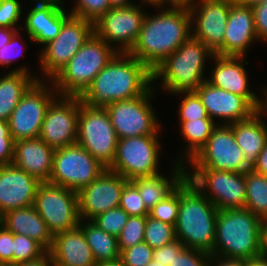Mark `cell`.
Masks as SVG:
<instances>
[{
    "mask_svg": "<svg viewBox=\"0 0 267 266\" xmlns=\"http://www.w3.org/2000/svg\"><path fill=\"white\" fill-rule=\"evenodd\" d=\"M161 9L155 15H145L137 41L129 52L151 72L192 35L188 6Z\"/></svg>",
    "mask_w": 267,
    "mask_h": 266,
    "instance_id": "6da1fadb",
    "label": "cell"
},
{
    "mask_svg": "<svg viewBox=\"0 0 267 266\" xmlns=\"http://www.w3.org/2000/svg\"><path fill=\"white\" fill-rule=\"evenodd\" d=\"M150 85L152 72L142 62L129 53H117L80 98L88 107L105 108L142 95Z\"/></svg>",
    "mask_w": 267,
    "mask_h": 266,
    "instance_id": "7a4b0ae2",
    "label": "cell"
},
{
    "mask_svg": "<svg viewBox=\"0 0 267 266\" xmlns=\"http://www.w3.org/2000/svg\"><path fill=\"white\" fill-rule=\"evenodd\" d=\"M218 209L187 178L179 185L176 239L185 247L213 254Z\"/></svg>",
    "mask_w": 267,
    "mask_h": 266,
    "instance_id": "3957f363",
    "label": "cell"
},
{
    "mask_svg": "<svg viewBox=\"0 0 267 266\" xmlns=\"http://www.w3.org/2000/svg\"><path fill=\"white\" fill-rule=\"evenodd\" d=\"M261 221L246 208L218 210L211 256L241 260L260 256Z\"/></svg>",
    "mask_w": 267,
    "mask_h": 266,
    "instance_id": "277c9868",
    "label": "cell"
},
{
    "mask_svg": "<svg viewBox=\"0 0 267 266\" xmlns=\"http://www.w3.org/2000/svg\"><path fill=\"white\" fill-rule=\"evenodd\" d=\"M214 53L192 35L152 71V81L162 80L161 88L170 93L195 92L205 78V61ZM208 58V60H207Z\"/></svg>",
    "mask_w": 267,
    "mask_h": 266,
    "instance_id": "5b68a950",
    "label": "cell"
},
{
    "mask_svg": "<svg viewBox=\"0 0 267 266\" xmlns=\"http://www.w3.org/2000/svg\"><path fill=\"white\" fill-rule=\"evenodd\" d=\"M118 52L94 33L50 81L62 96H81Z\"/></svg>",
    "mask_w": 267,
    "mask_h": 266,
    "instance_id": "8992f818",
    "label": "cell"
},
{
    "mask_svg": "<svg viewBox=\"0 0 267 266\" xmlns=\"http://www.w3.org/2000/svg\"><path fill=\"white\" fill-rule=\"evenodd\" d=\"M118 137L105 108L88 107L81 103L77 142L107 169L115 157Z\"/></svg>",
    "mask_w": 267,
    "mask_h": 266,
    "instance_id": "52a82bcc",
    "label": "cell"
},
{
    "mask_svg": "<svg viewBox=\"0 0 267 266\" xmlns=\"http://www.w3.org/2000/svg\"><path fill=\"white\" fill-rule=\"evenodd\" d=\"M158 136L118 139L114 161L108 170L120 174L127 180L159 174L162 149Z\"/></svg>",
    "mask_w": 267,
    "mask_h": 266,
    "instance_id": "ba28073f",
    "label": "cell"
},
{
    "mask_svg": "<svg viewBox=\"0 0 267 266\" xmlns=\"http://www.w3.org/2000/svg\"><path fill=\"white\" fill-rule=\"evenodd\" d=\"M155 90L151 85L138 97L115 101L105 107L118 139L159 135L162 127L151 104Z\"/></svg>",
    "mask_w": 267,
    "mask_h": 266,
    "instance_id": "9c48e42d",
    "label": "cell"
},
{
    "mask_svg": "<svg viewBox=\"0 0 267 266\" xmlns=\"http://www.w3.org/2000/svg\"><path fill=\"white\" fill-rule=\"evenodd\" d=\"M186 178L218 210L245 208V173L217 171L213 169H192L189 171L187 166Z\"/></svg>",
    "mask_w": 267,
    "mask_h": 266,
    "instance_id": "30bf717a",
    "label": "cell"
},
{
    "mask_svg": "<svg viewBox=\"0 0 267 266\" xmlns=\"http://www.w3.org/2000/svg\"><path fill=\"white\" fill-rule=\"evenodd\" d=\"M107 168L78 144L57 148L48 183L79 192Z\"/></svg>",
    "mask_w": 267,
    "mask_h": 266,
    "instance_id": "8fae6325",
    "label": "cell"
},
{
    "mask_svg": "<svg viewBox=\"0 0 267 266\" xmlns=\"http://www.w3.org/2000/svg\"><path fill=\"white\" fill-rule=\"evenodd\" d=\"M33 206L52 236L79 226L78 193L73 190L43 182L38 187Z\"/></svg>",
    "mask_w": 267,
    "mask_h": 266,
    "instance_id": "7c38bea8",
    "label": "cell"
},
{
    "mask_svg": "<svg viewBox=\"0 0 267 266\" xmlns=\"http://www.w3.org/2000/svg\"><path fill=\"white\" fill-rule=\"evenodd\" d=\"M93 33L91 21L71 14L64 21L59 35L45 44L40 51L38 57L43 77L50 81Z\"/></svg>",
    "mask_w": 267,
    "mask_h": 266,
    "instance_id": "4fadbf2b",
    "label": "cell"
},
{
    "mask_svg": "<svg viewBox=\"0 0 267 266\" xmlns=\"http://www.w3.org/2000/svg\"><path fill=\"white\" fill-rule=\"evenodd\" d=\"M47 82L50 83V86L44 80L36 81L22 96L11 113L8 124L14 141L40 136L47 108L59 96L53 83Z\"/></svg>",
    "mask_w": 267,
    "mask_h": 266,
    "instance_id": "5bb4252c",
    "label": "cell"
},
{
    "mask_svg": "<svg viewBox=\"0 0 267 266\" xmlns=\"http://www.w3.org/2000/svg\"><path fill=\"white\" fill-rule=\"evenodd\" d=\"M187 164L192 167L190 170L213 169L236 173H245L251 168L244 160L232 127L224 124L214 128L206 145Z\"/></svg>",
    "mask_w": 267,
    "mask_h": 266,
    "instance_id": "9a60e30c",
    "label": "cell"
},
{
    "mask_svg": "<svg viewBox=\"0 0 267 266\" xmlns=\"http://www.w3.org/2000/svg\"><path fill=\"white\" fill-rule=\"evenodd\" d=\"M141 8V4L110 8L93 23L94 34L118 53H129L137 41L146 15Z\"/></svg>",
    "mask_w": 267,
    "mask_h": 266,
    "instance_id": "2e32d148",
    "label": "cell"
},
{
    "mask_svg": "<svg viewBox=\"0 0 267 266\" xmlns=\"http://www.w3.org/2000/svg\"><path fill=\"white\" fill-rule=\"evenodd\" d=\"M81 103L80 96H57L47 108L39 138L54 149L75 145Z\"/></svg>",
    "mask_w": 267,
    "mask_h": 266,
    "instance_id": "e0dca14e",
    "label": "cell"
},
{
    "mask_svg": "<svg viewBox=\"0 0 267 266\" xmlns=\"http://www.w3.org/2000/svg\"><path fill=\"white\" fill-rule=\"evenodd\" d=\"M233 0H198L188 5L192 36L223 56L225 28ZM195 18V19H194Z\"/></svg>",
    "mask_w": 267,
    "mask_h": 266,
    "instance_id": "ac0fdd59",
    "label": "cell"
},
{
    "mask_svg": "<svg viewBox=\"0 0 267 266\" xmlns=\"http://www.w3.org/2000/svg\"><path fill=\"white\" fill-rule=\"evenodd\" d=\"M126 178L106 169L98 178L78 192L80 219L92 220L97 215L119 207Z\"/></svg>",
    "mask_w": 267,
    "mask_h": 266,
    "instance_id": "d6986e66",
    "label": "cell"
},
{
    "mask_svg": "<svg viewBox=\"0 0 267 266\" xmlns=\"http://www.w3.org/2000/svg\"><path fill=\"white\" fill-rule=\"evenodd\" d=\"M195 93L201 99L211 119L218 118L220 121L222 119V123L218 124L229 125L244 121L257 112L244 97L212 86L207 81H204Z\"/></svg>",
    "mask_w": 267,
    "mask_h": 266,
    "instance_id": "ffe728a7",
    "label": "cell"
},
{
    "mask_svg": "<svg viewBox=\"0 0 267 266\" xmlns=\"http://www.w3.org/2000/svg\"><path fill=\"white\" fill-rule=\"evenodd\" d=\"M40 184L13 164L0 165V216L13 209L33 206Z\"/></svg>",
    "mask_w": 267,
    "mask_h": 266,
    "instance_id": "44dd1931",
    "label": "cell"
},
{
    "mask_svg": "<svg viewBox=\"0 0 267 266\" xmlns=\"http://www.w3.org/2000/svg\"><path fill=\"white\" fill-rule=\"evenodd\" d=\"M245 56H222L214 54L212 57L214 68L211 77L206 79L212 86L244 97L257 111L261 108V99L249 89V78L246 68Z\"/></svg>",
    "mask_w": 267,
    "mask_h": 266,
    "instance_id": "7402d4cb",
    "label": "cell"
},
{
    "mask_svg": "<svg viewBox=\"0 0 267 266\" xmlns=\"http://www.w3.org/2000/svg\"><path fill=\"white\" fill-rule=\"evenodd\" d=\"M251 7L231 3L223 41V56H246L257 41Z\"/></svg>",
    "mask_w": 267,
    "mask_h": 266,
    "instance_id": "603a6c76",
    "label": "cell"
},
{
    "mask_svg": "<svg viewBox=\"0 0 267 266\" xmlns=\"http://www.w3.org/2000/svg\"><path fill=\"white\" fill-rule=\"evenodd\" d=\"M54 151V148L39 137L16 140L12 164L41 183L49 182L53 170Z\"/></svg>",
    "mask_w": 267,
    "mask_h": 266,
    "instance_id": "cb8c5ba5",
    "label": "cell"
},
{
    "mask_svg": "<svg viewBox=\"0 0 267 266\" xmlns=\"http://www.w3.org/2000/svg\"><path fill=\"white\" fill-rule=\"evenodd\" d=\"M62 5L36 4L25 16L22 29L27 32L30 40L44 46L55 39L64 21L71 15Z\"/></svg>",
    "mask_w": 267,
    "mask_h": 266,
    "instance_id": "d4e9b609",
    "label": "cell"
},
{
    "mask_svg": "<svg viewBox=\"0 0 267 266\" xmlns=\"http://www.w3.org/2000/svg\"><path fill=\"white\" fill-rule=\"evenodd\" d=\"M48 253L54 266L97 265L79 226L53 236L52 246Z\"/></svg>",
    "mask_w": 267,
    "mask_h": 266,
    "instance_id": "484cf974",
    "label": "cell"
},
{
    "mask_svg": "<svg viewBox=\"0 0 267 266\" xmlns=\"http://www.w3.org/2000/svg\"><path fill=\"white\" fill-rule=\"evenodd\" d=\"M0 224L14 234L35 240L47 252L52 246L53 236L34 206L7 211L0 216Z\"/></svg>",
    "mask_w": 267,
    "mask_h": 266,
    "instance_id": "4316f807",
    "label": "cell"
},
{
    "mask_svg": "<svg viewBox=\"0 0 267 266\" xmlns=\"http://www.w3.org/2000/svg\"><path fill=\"white\" fill-rule=\"evenodd\" d=\"M261 117L265 119V116L257 111L247 120L229 124L244 160L250 167L256 162L267 142V123Z\"/></svg>",
    "mask_w": 267,
    "mask_h": 266,
    "instance_id": "83f0119b",
    "label": "cell"
},
{
    "mask_svg": "<svg viewBox=\"0 0 267 266\" xmlns=\"http://www.w3.org/2000/svg\"><path fill=\"white\" fill-rule=\"evenodd\" d=\"M174 163H176L174 164L175 168H173L174 170H172L169 178L159 173L154 176L138 177L130 180L137 187L148 211L170 195L186 179L185 164Z\"/></svg>",
    "mask_w": 267,
    "mask_h": 266,
    "instance_id": "f1b7e54d",
    "label": "cell"
},
{
    "mask_svg": "<svg viewBox=\"0 0 267 266\" xmlns=\"http://www.w3.org/2000/svg\"><path fill=\"white\" fill-rule=\"evenodd\" d=\"M25 66L13 68L6 75L0 77V119L9 121L11 113L19 103L22 96L38 80L40 76L30 75L29 69Z\"/></svg>",
    "mask_w": 267,
    "mask_h": 266,
    "instance_id": "f546056e",
    "label": "cell"
},
{
    "mask_svg": "<svg viewBox=\"0 0 267 266\" xmlns=\"http://www.w3.org/2000/svg\"><path fill=\"white\" fill-rule=\"evenodd\" d=\"M85 221L80 219L79 227L91 248L96 264L120 258L117 237L106 233L91 220Z\"/></svg>",
    "mask_w": 267,
    "mask_h": 266,
    "instance_id": "4dcf8cb0",
    "label": "cell"
},
{
    "mask_svg": "<svg viewBox=\"0 0 267 266\" xmlns=\"http://www.w3.org/2000/svg\"><path fill=\"white\" fill-rule=\"evenodd\" d=\"M180 130L183 139L186 141V148L184 151L187 158H176L175 162L185 163L188 162L196 153H198L207 143L212 131L218 125L215 124L211 118H202L198 120L180 121ZM187 155V156H186ZM183 158V159H182ZM186 159V160H184ZM184 161V162H183Z\"/></svg>",
    "mask_w": 267,
    "mask_h": 266,
    "instance_id": "1f68e13d",
    "label": "cell"
},
{
    "mask_svg": "<svg viewBox=\"0 0 267 266\" xmlns=\"http://www.w3.org/2000/svg\"><path fill=\"white\" fill-rule=\"evenodd\" d=\"M245 208L261 220L267 218V175L249 169L245 172Z\"/></svg>",
    "mask_w": 267,
    "mask_h": 266,
    "instance_id": "d6a6232c",
    "label": "cell"
},
{
    "mask_svg": "<svg viewBox=\"0 0 267 266\" xmlns=\"http://www.w3.org/2000/svg\"><path fill=\"white\" fill-rule=\"evenodd\" d=\"M176 240L175 227L150 216H146L144 242L157 249Z\"/></svg>",
    "mask_w": 267,
    "mask_h": 266,
    "instance_id": "836d02e7",
    "label": "cell"
},
{
    "mask_svg": "<svg viewBox=\"0 0 267 266\" xmlns=\"http://www.w3.org/2000/svg\"><path fill=\"white\" fill-rule=\"evenodd\" d=\"M47 251L35 240L13 233L12 266L42 257Z\"/></svg>",
    "mask_w": 267,
    "mask_h": 266,
    "instance_id": "e575fe53",
    "label": "cell"
},
{
    "mask_svg": "<svg viewBox=\"0 0 267 266\" xmlns=\"http://www.w3.org/2000/svg\"><path fill=\"white\" fill-rule=\"evenodd\" d=\"M146 216H130L117 237L119 252L144 241Z\"/></svg>",
    "mask_w": 267,
    "mask_h": 266,
    "instance_id": "d590c367",
    "label": "cell"
},
{
    "mask_svg": "<svg viewBox=\"0 0 267 266\" xmlns=\"http://www.w3.org/2000/svg\"><path fill=\"white\" fill-rule=\"evenodd\" d=\"M179 211V186L149 210L148 216L175 227Z\"/></svg>",
    "mask_w": 267,
    "mask_h": 266,
    "instance_id": "8d00e7d4",
    "label": "cell"
},
{
    "mask_svg": "<svg viewBox=\"0 0 267 266\" xmlns=\"http://www.w3.org/2000/svg\"><path fill=\"white\" fill-rule=\"evenodd\" d=\"M129 217L121 207H116L97 215L91 221L106 233L118 237Z\"/></svg>",
    "mask_w": 267,
    "mask_h": 266,
    "instance_id": "74e56055",
    "label": "cell"
},
{
    "mask_svg": "<svg viewBox=\"0 0 267 266\" xmlns=\"http://www.w3.org/2000/svg\"><path fill=\"white\" fill-rule=\"evenodd\" d=\"M183 94L181 103L179 105L178 117L179 121H191L202 118H210L208 113L202 104L201 99L195 92H180L174 93V95Z\"/></svg>",
    "mask_w": 267,
    "mask_h": 266,
    "instance_id": "f35d334b",
    "label": "cell"
},
{
    "mask_svg": "<svg viewBox=\"0 0 267 266\" xmlns=\"http://www.w3.org/2000/svg\"><path fill=\"white\" fill-rule=\"evenodd\" d=\"M75 5L69 11L70 14L84 20L96 22L111 7L109 0H75Z\"/></svg>",
    "mask_w": 267,
    "mask_h": 266,
    "instance_id": "ab89813d",
    "label": "cell"
},
{
    "mask_svg": "<svg viewBox=\"0 0 267 266\" xmlns=\"http://www.w3.org/2000/svg\"><path fill=\"white\" fill-rule=\"evenodd\" d=\"M121 207L129 216H147L149 211L146 209L137 187L129 180L121 193Z\"/></svg>",
    "mask_w": 267,
    "mask_h": 266,
    "instance_id": "60d3db41",
    "label": "cell"
},
{
    "mask_svg": "<svg viewBox=\"0 0 267 266\" xmlns=\"http://www.w3.org/2000/svg\"><path fill=\"white\" fill-rule=\"evenodd\" d=\"M153 250L143 241L121 251L120 259L125 266H146L153 262Z\"/></svg>",
    "mask_w": 267,
    "mask_h": 266,
    "instance_id": "b9f144b4",
    "label": "cell"
},
{
    "mask_svg": "<svg viewBox=\"0 0 267 266\" xmlns=\"http://www.w3.org/2000/svg\"><path fill=\"white\" fill-rule=\"evenodd\" d=\"M20 2V0H0L1 27L15 28L17 30L22 29V26L17 25L23 14V7Z\"/></svg>",
    "mask_w": 267,
    "mask_h": 266,
    "instance_id": "7bdbcfd3",
    "label": "cell"
},
{
    "mask_svg": "<svg viewBox=\"0 0 267 266\" xmlns=\"http://www.w3.org/2000/svg\"><path fill=\"white\" fill-rule=\"evenodd\" d=\"M211 257L204 251L186 248L181 254H176L169 266H211Z\"/></svg>",
    "mask_w": 267,
    "mask_h": 266,
    "instance_id": "ee69618b",
    "label": "cell"
},
{
    "mask_svg": "<svg viewBox=\"0 0 267 266\" xmlns=\"http://www.w3.org/2000/svg\"><path fill=\"white\" fill-rule=\"evenodd\" d=\"M187 247L178 239L153 250V262L163 266H169L174 260L176 254H181Z\"/></svg>",
    "mask_w": 267,
    "mask_h": 266,
    "instance_id": "f6af8a7d",
    "label": "cell"
},
{
    "mask_svg": "<svg viewBox=\"0 0 267 266\" xmlns=\"http://www.w3.org/2000/svg\"><path fill=\"white\" fill-rule=\"evenodd\" d=\"M257 39L267 42V0L251 7Z\"/></svg>",
    "mask_w": 267,
    "mask_h": 266,
    "instance_id": "bcb514c9",
    "label": "cell"
},
{
    "mask_svg": "<svg viewBox=\"0 0 267 266\" xmlns=\"http://www.w3.org/2000/svg\"><path fill=\"white\" fill-rule=\"evenodd\" d=\"M21 36L22 35H20V33L17 31L12 36L11 41L8 44L0 46V65L1 66H9L16 60L17 57L19 58L20 55H23V52L19 50L20 46L18 45L19 44L18 40L21 39L20 38Z\"/></svg>",
    "mask_w": 267,
    "mask_h": 266,
    "instance_id": "7dc6e473",
    "label": "cell"
},
{
    "mask_svg": "<svg viewBox=\"0 0 267 266\" xmlns=\"http://www.w3.org/2000/svg\"><path fill=\"white\" fill-rule=\"evenodd\" d=\"M13 232L0 224V266H12Z\"/></svg>",
    "mask_w": 267,
    "mask_h": 266,
    "instance_id": "c3c4849f",
    "label": "cell"
},
{
    "mask_svg": "<svg viewBox=\"0 0 267 266\" xmlns=\"http://www.w3.org/2000/svg\"><path fill=\"white\" fill-rule=\"evenodd\" d=\"M14 159V140L12 136H0V165L12 164Z\"/></svg>",
    "mask_w": 267,
    "mask_h": 266,
    "instance_id": "681fc988",
    "label": "cell"
},
{
    "mask_svg": "<svg viewBox=\"0 0 267 266\" xmlns=\"http://www.w3.org/2000/svg\"><path fill=\"white\" fill-rule=\"evenodd\" d=\"M251 169L260 174L267 175V142Z\"/></svg>",
    "mask_w": 267,
    "mask_h": 266,
    "instance_id": "f907efd6",
    "label": "cell"
},
{
    "mask_svg": "<svg viewBox=\"0 0 267 266\" xmlns=\"http://www.w3.org/2000/svg\"><path fill=\"white\" fill-rule=\"evenodd\" d=\"M211 266H245V260L212 256Z\"/></svg>",
    "mask_w": 267,
    "mask_h": 266,
    "instance_id": "816d5d0a",
    "label": "cell"
},
{
    "mask_svg": "<svg viewBox=\"0 0 267 266\" xmlns=\"http://www.w3.org/2000/svg\"><path fill=\"white\" fill-rule=\"evenodd\" d=\"M14 266H54L53 261L48 252H46L42 257L27 262H21Z\"/></svg>",
    "mask_w": 267,
    "mask_h": 266,
    "instance_id": "f5cc1de1",
    "label": "cell"
},
{
    "mask_svg": "<svg viewBox=\"0 0 267 266\" xmlns=\"http://www.w3.org/2000/svg\"><path fill=\"white\" fill-rule=\"evenodd\" d=\"M260 247H261V255L267 256V218L261 221Z\"/></svg>",
    "mask_w": 267,
    "mask_h": 266,
    "instance_id": "db71d44e",
    "label": "cell"
},
{
    "mask_svg": "<svg viewBox=\"0 0 267 266\" xmlns=\"http://www.w3.org/2000/svg\"><path fill=\"white\" fill-rule=\"evenodd\" d=\"M20 30L15 28L1 27L0 26V46L8 44L11 41L12 36Z\"/></svg>",
    "mask_w": 267,
    "mask_h": 266,
    "instance_id": "11a10c76",
    "label": "cell"
},
{
    "mask_svg": "<svg viewBox=\"0 0 267 266\" xmlns=\"http://www.w3.org/2000/svg\"><path fill=\"white\" fill-rule=\"evenodd\" d=\"M139 2H140L139 4H142V6L144 4H145V6L150 4L153 6V8H154V6L158 7V8H163V7L165 8V6H164L165 3H166V5H169V7H173V6L177 5L173 0H141Z\"/></svg>",
    "mask_w": 267,
    "mask_h": 266,
    "instance_id": "9f6ffc18",
    "label": "cell"
},
{
    "mask_svg": "<svg viewBox=\"0 0 267 266\" xmlns=\"http://www.w3.org/2000/svg\"><path fill=\"white\" fill-rule=\"evenodd\" d=\"M245 266H267V256L260 255L258 257L245 260Z\"/></svg>",
    "mask_w": 267,
    "mask_h": 266,
    "instance_id": "6f0895ef",
    "label": "cell"
},
{
    "mask_svg": "<svg viewBox=\"0 0 267 266\" xmlns=\"http://www.w3.org/2000/svg\"><path fill=\"white\" fill-rule=\"evenodd\" d=\"M133 1V2H132ZM109 0L111 7H126L134 5V0Z\"/></svg>",
    "mask_w": 267,
    "mask_h": 266,
    "instance_id": "680465c9",
    "label": "cell"
},
{
    "mask_svg": "<svg viewBox=\"0 0 267 266\" xmlns=\"http://www.w3.org/2000/svg\"><path fill=\"white\" fill-rule=\"evenodd\" d=\"M264 0H233L234 3L242 6L253 7L254 5L262 3Z\"/></svg>",
    "mask_w": 267,
    "mask_h": 266,
    "instance_id": "91938a15",
    "label": "cell"
},
{
    "mask_svg": "<svg viewBox=\"0 0 267 266\" xmlns=\"http://www.w3.org/2000/svg\"><path fill=\"white\" fill-rule=\"evenodd\" d=\"M0 136H12L10 134L8 122L1 119H0Z\"/></svg>",
    "mask_w": 267,
    "mask_h": 266,
    "instance_id": "94428289",
    "label": "cell"
},
{
    "mask_svg": "<svg viewBox=\"0 0 267 266\" xmlns=\"http://www.w3.org/2000/svg\"><path fill=\"white\" fill-rule=\"evenodd\" d=\"M264 91V97L261 100V108L259 111L262 113V115L267 116V88Z\"/></svg>",
    "mask_w": 267,
    "mask_h": 266,
    "instance_id": "6125c7cd",
    "label": "cell"
},
{
    "mask_svg": "<svg viewBox=\"0 0 267 266\" xmlns=\"http://www.w3.org/2000/svg\"><path fill=\"white\" fill-rule=\"evenodd\" d=\"M96 266H125V264L118 258L113 261L98 263Z\"/></svg>",
    "mask_w": 267,
    "mask_h": 266,
    "instance_id": "be15d7a7",
    "label": "cell"
},
{
    "mask_svg": "<svg viewBox=\"0 0 267 266\" xmlns=\"http://www.w3.org/2000/svg\"><path fill=\"white\" fill-rule=\"evenodd\" d=\"M35 3L34 4H55V5H62L64 3V0H32Z\"/></svg>",
    "mask_w": 267,
    "mask_h": 266,
    "instance_id": "e7e4bbea",
    "label": "cell"
},
{
    "mask_svg": "<svg viewBox=\"0 0 267 266\" xmlns=\"http://www.w3.org/2000/svg\"><path fill=\"white\" fill-rule=\"evenodd\" d=\"M177 5H190L195 2V0H173ZM198 1V0H196Z\"/></svg>",
    "mask_w": 267,
    "mask_h": 266,
    "instance_id": "03108f58",
    "label": "cell"
},
{
    "mask_svg": "<svg viewBox=\"0 0 267 266\" xmlns=\"http://www.w3.org/2000/svg\"><path fill=\"white\" fill-rule=\"evenodd\" d=\"M146 266H163L159 263L151 262L150 264H147Z\"/></svg>",
    "mask_w": 267,
    "mask_h": 266,
    "instance_id": "003e7915",
    "label": "cell"
}]
</instances>
